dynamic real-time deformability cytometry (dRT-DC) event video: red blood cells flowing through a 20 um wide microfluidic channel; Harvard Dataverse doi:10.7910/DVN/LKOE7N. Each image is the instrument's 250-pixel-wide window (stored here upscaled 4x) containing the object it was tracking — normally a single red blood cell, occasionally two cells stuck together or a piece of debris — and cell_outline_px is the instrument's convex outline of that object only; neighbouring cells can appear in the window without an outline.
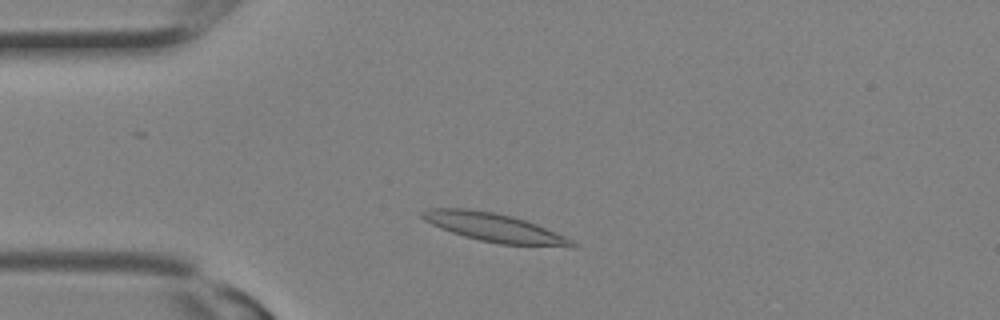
{"species": "Egyptian fruit bat (a non-hibernating species)", "species_latin": "Rousettus aegyptiacus", "temperature_condition": "room temperature", "stored_images_in_passage": 9, "camera_frame_rate_fps": 3000, "um_per_image_px": 0.085, "animal": {"sex": "female"}, "frame": {"image": 1, "passage_image": 4, "time_ms": 1.0, "image_size_px": [1000, 320], "cell_outline_px": [[576, 244], [572, 248], [500, 244], [480, 240], [464, 236], [440, 228], [424, 220], [420, 216], [420, 212], [428, 208], [468, 208], [496, 212], [512, 216], [536, 224], [564, 236], [572, 240]], "centroid_in_image_um": [42.01, 19.34], "position_along_channel_um": 43.0, "area_um2": 25.09}}
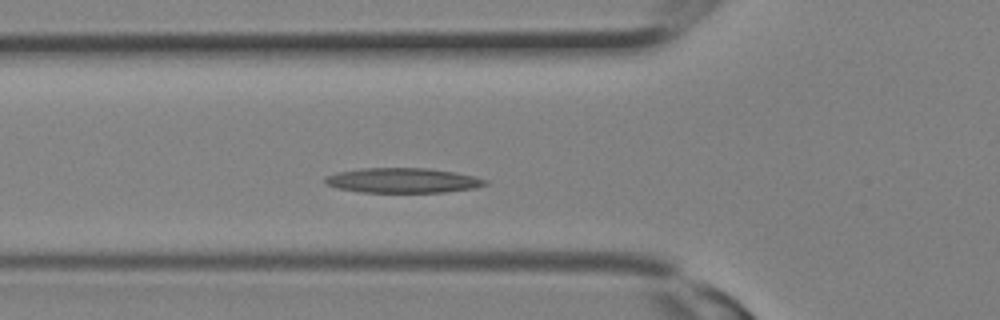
{"frame": {"image": 2, "passage_image": 7, "time_ms": 2.0, "image_size_px": [1000, 320], "cell_outline_px": [[488, 184], [472, 188], [444, 192], [360, 192], [336, 188], [328, 184], [324, 180], [324, 176], [336, 172], [360, 168], [428, 168], [456, 172], [488, 180]], "centroid_in_image_um": [34.19, 15.33], "position_along_channel_um": 91.6, "area_um2": 23.24}}
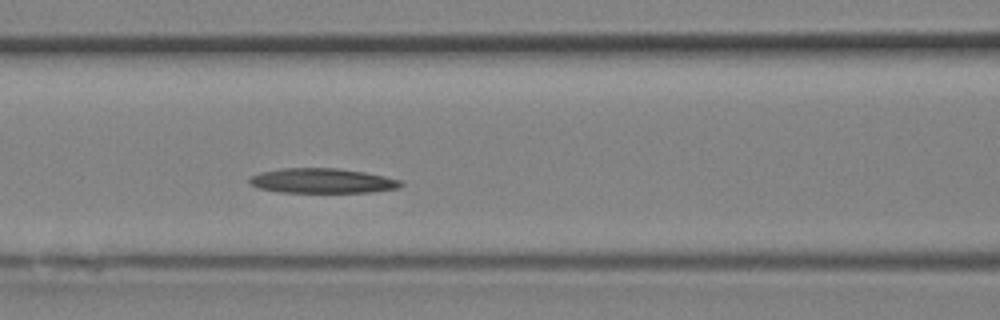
{"frame": {"image": 3, "passage_image": 9, "time_ms": 2.667, "image_size_px": [1000, 320], "cell_outline_px": [[404, 184], [396, 188], [372, 192], [280, 192], [260, 188], [248, 184], [248, 180], [252, 176], [260, 172], [284, 168], [336, 168], [364, 172], [404, 180]], "centroid_in_image_um": [27.4, 15.36], "position_along_channel_um": 139.2, "area_um2": 21.85}}